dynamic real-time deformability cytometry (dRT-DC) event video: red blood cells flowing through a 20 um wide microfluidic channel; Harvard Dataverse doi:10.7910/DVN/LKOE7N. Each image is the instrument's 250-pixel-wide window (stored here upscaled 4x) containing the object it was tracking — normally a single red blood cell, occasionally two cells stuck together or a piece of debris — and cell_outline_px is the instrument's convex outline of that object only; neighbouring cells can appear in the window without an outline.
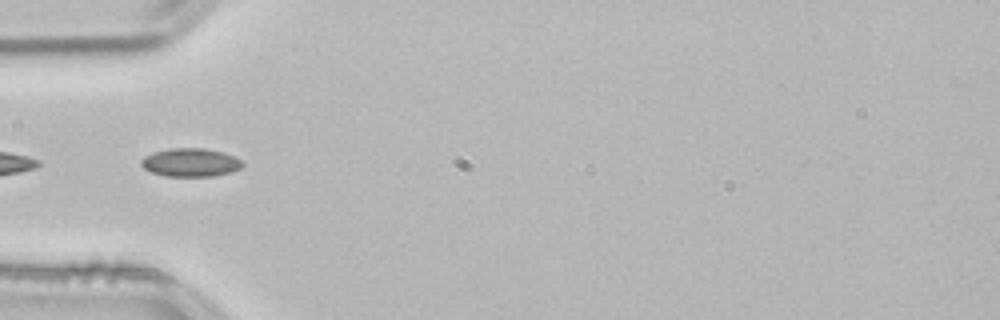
{"species": "common noctule bat (a hibernating species)", "species_latin": "Nyctalus noctula", "temperature_condition": "room temperature", "stored_images_in_passage": 20, "segment_of_instrument_passage": [2, 2], "camera_frame_rate_fps": 3000, "um_per_image_px": 0.085, "animal": {"sex": "male", "body_mass_g": 21.5, "forearm_length_mm": 52.0}, "frame": {"image": 1, "passage_image": 17, "time_ms": 5.333, "image_size_px": [1000, 320], "cell_outline_px": [[244, 164], [240, 168], [232, 172], [212, 176], [164, 176], [152, 172], [144, 168], [140, 164], [140, 160], [144, 156], [152, 152], [168, 148], [204, 148], [224, 152], [240, 160]], "centroid_in_image_um": [16.16, 13.8], "position_along_channel_um": 68.8, "area_um2": 16.82}}